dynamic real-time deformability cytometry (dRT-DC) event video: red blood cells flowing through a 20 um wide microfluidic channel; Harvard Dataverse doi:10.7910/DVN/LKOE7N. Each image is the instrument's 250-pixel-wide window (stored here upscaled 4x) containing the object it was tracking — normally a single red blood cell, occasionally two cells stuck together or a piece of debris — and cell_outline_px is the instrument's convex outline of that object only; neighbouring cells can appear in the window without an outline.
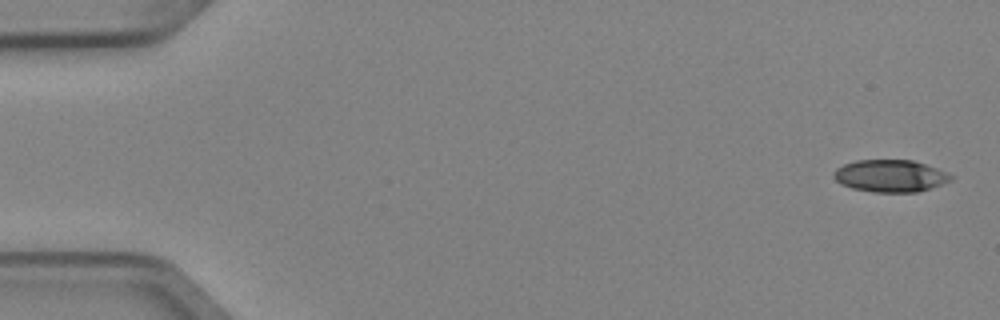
{"species": "Egyptian fruit bat (a non-hibernating species)", "species_latin": "Rousettus aegyptiacus", "temperature_condition": "cold", "stored_images_in_passage": 5, "segment_of_instrument_passage": [2, 2], "camera_frame_rate_fps": 3000, "um_per_image_px": 0.085, "animal": {"sex": "female"}, "frame": {"image": 1, "passage_image": 5, "time_ms": 1.333, "image_size_px": [1000, 320], "cell_outline_px": [[956, 176], [952, 180], [920, 192], [872, 192], [852, 188], [840, 184], [832, 176], [832, 172], [836, 168], [844, 164], [856, 160], [912, 160], [948, 172]], "centroid_in_image_um": [75.67, 14.95], "position_along_channel_um": 9.3, "area_um2": 22.2}}